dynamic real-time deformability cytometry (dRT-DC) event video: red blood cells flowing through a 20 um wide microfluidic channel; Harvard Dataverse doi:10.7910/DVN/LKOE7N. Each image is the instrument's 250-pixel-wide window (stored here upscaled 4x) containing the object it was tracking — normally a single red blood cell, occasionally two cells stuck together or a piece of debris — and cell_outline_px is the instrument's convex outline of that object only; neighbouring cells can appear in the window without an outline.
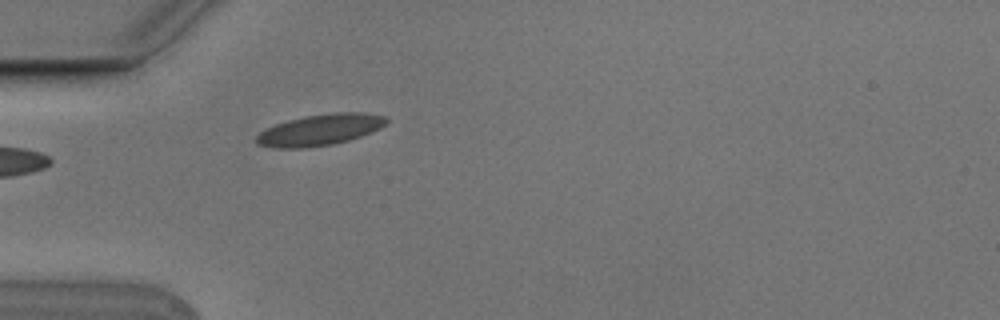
{"species": "Egyptian fruit bat (a non-hibernating species)", "species_latin": "Rousettus aegyptiacus", "temperature_condition": "cold", "stored_images_in_passage": 5, "camera_frame_rate_fps": 3000, "um_per_image_px": 0.085, "animal": {"sex": "male"}, "frame": {"image": 1, "passage_image": 5, "time_ms": 1.333, "image_size_px": [1000, 320], "cell_outline_px": [[388, 120], [380, 128], [372, 132], [348, 140], [332, 144], [308, 148], [272, 148], [256, 144], [256, 136], [260, 132], [276, 124], [288, 120], [304, 116], [336, 112], [364, 112], [384, 116]], "centroid_in_image_um": [27.18, 11.04], "position_along_channel_um": 57.8, "area_um2": 23.58}}